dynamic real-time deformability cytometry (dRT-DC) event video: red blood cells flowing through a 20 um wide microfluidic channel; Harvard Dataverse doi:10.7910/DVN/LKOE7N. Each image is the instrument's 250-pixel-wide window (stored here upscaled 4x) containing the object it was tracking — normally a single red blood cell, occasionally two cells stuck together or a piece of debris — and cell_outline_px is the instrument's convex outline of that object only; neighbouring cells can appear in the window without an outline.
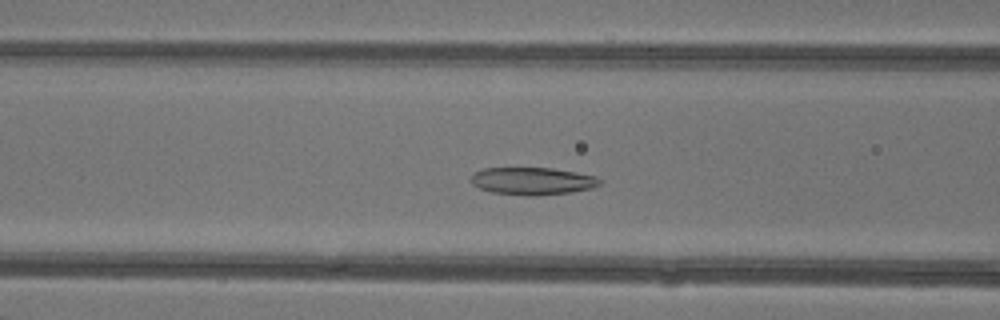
{"species": "common noctule bat (a hibernating species)", "species_latin": "Nyctalus noctula", "temperature_condition": "warm", "stored_images_in_passage": 44, "camera_frame_rate_fps": 3000, "um_per_image_px": 0.085, "animal": {"sex": "female"}, "frame": {"image": 1, "passage_image": 16, "time_ms": 5.0, "image_size_px": [1000, 320], "cell_outline_px": [[600, 184], [592, 188], [572, 192], [536, 196], [528, 196], [492, 192], [480, 188], [472, 184], [468, 180], [476, 172], [484, 168], [552, 168], [576, 172], [596, 176], [600, 180]], "centroid_in_image_um": [45.26, 15.39], "position_along_channel_um": 121.3, "area_um2": 20.63}}
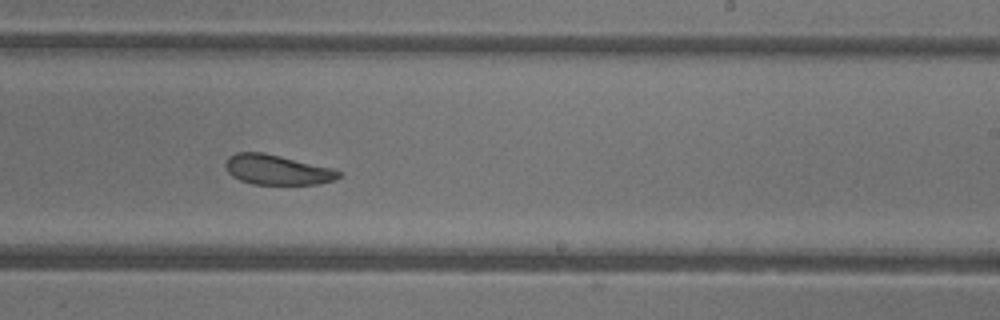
{"frame": {"image": 2, "passage_image": 26, "time_ms": 8.333, "image_size_px": [1000, 320], "cell_outline_px": [[340, 176], [336, 180], [320, 184], [252, 184], [240, 180], [232, 176], [228, 172], [224, 164], [228, 156], [236, 152], [264, 152], [332, 168], [340, 172]], "centroid_in_image_um": [23.53, 14.43], "position_along_channel_um": 265.5, "area_um2": 19.83}}
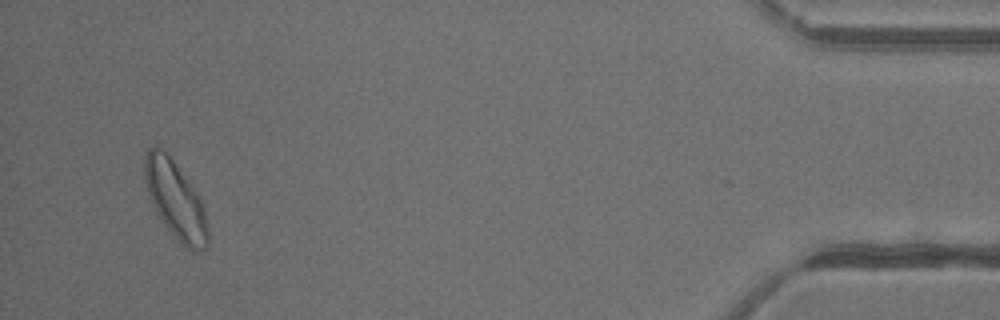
{"frame": {"image": 3, "passage_image": 42, "time_ms": 13.667, "image_size_px": [1000, 320], "cell_outline_px": [[208, 244], [204, 252], [192, 252], [156, 216], [148, 196], [144, 180], [144, 160], [148, 148], [152, 144], [156, 144], [172, 160], [196, 192], [204, 208], [208, 228]], "centroid_in_image_um": [14.89, 17.01], "position_along_channel_um": 420.3, "area_um2": 28.44}, "authors_computed_cell_mechanics": {"area_um2": 22.7154, "velocity_mm_per_s": 4.3256, "shape_relaxation_time_tau1_ms": 5.9873, "shape_relaxation_time_tau2_ms": 2.1204, "deformation_change_tau1": 0.1467, "deformation_change_tau2": 0.0768}}